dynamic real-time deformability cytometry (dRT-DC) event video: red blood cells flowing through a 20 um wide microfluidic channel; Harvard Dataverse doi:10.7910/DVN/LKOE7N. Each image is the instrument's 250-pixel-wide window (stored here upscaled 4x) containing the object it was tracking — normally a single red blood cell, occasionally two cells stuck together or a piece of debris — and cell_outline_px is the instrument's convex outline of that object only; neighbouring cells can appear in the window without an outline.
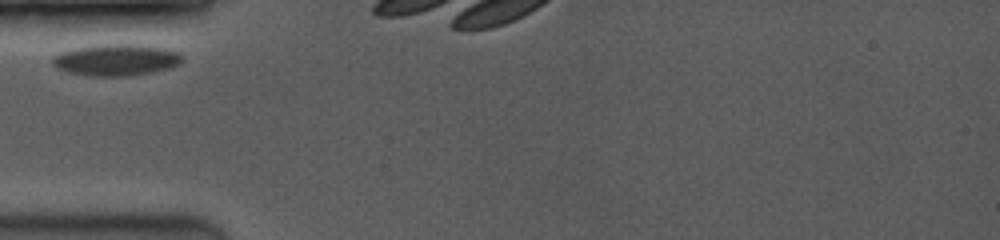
{"species": "common noctule bat (a hibernating species)", "species_latin": "Nyctalus noctula", "temperature_condition": "room temperature", "stored_images_in_passage": 4, "camera_frame_rate_fps": 3500, "um_per_image_px": 0.085, "animal": {"sex": "female", "body_mass_g": 19.0, "forearm_length_mm": 53.3}, "frame": {"image": 1, "passage_image": 1, "time_ms": 0.0, "image_size_px": [1000, 240], "cell_outline_px": [[184, 60], [180, 64], [172, 68], [156, 72], [132, 76], [88, 76], [68, 72], [56, 68], [52, 64], [52, 56], [60, 52], [76, 48], [100, 44], [136, 44], [164, 48], [180, 52], [184, 56]], "centroid_in_image_um": [9.92, 5.1], "position_along_channel_um": 75.1, "area_um2": 24.39}}